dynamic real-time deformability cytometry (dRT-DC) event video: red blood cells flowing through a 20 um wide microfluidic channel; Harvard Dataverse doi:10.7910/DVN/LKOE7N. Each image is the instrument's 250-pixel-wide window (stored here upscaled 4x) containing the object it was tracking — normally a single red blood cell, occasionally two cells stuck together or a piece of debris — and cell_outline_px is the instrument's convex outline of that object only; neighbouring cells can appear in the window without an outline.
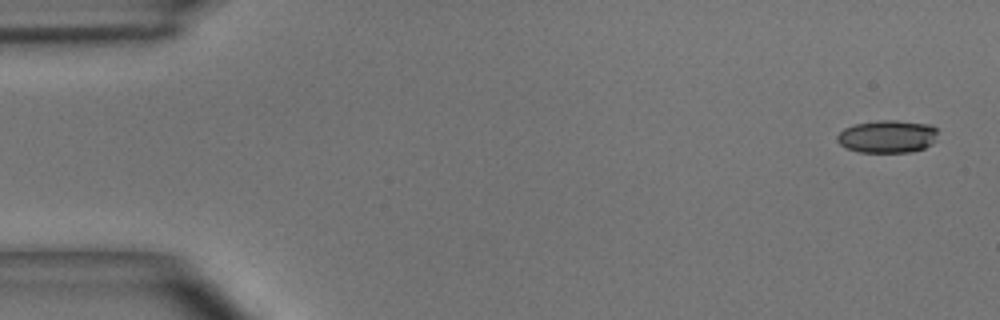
{"species": "common noctule bat (a hibernating species)", "species_latin": "Nyctalus noctula", "temperature_condition": "room temperature", "stored_images_in_passage": 4, "camera_frame_rate_fps": 3000, "um_per_image_px": 0.085, "animal": {"sex": "male", "body_mass_g": 15.6}, "frame": {"image": 1, "passage_image": 1, "time_ms": 0.0, "image_size_px": [1000, 320], "cell_outline_px": [[936, 140], [932, 144], [924, 148], [912, 152], [860, 152], [848, 148], [840, 144], [836, 140], [836, 136], [844, 128], [856, 124], [880, 120], [896, 120], [928, 124], [936, 128]], "centroid_in_image_um": [75.44, 11.6], "position_along_channel_um": 9.6, "area_um2": 19.13}}
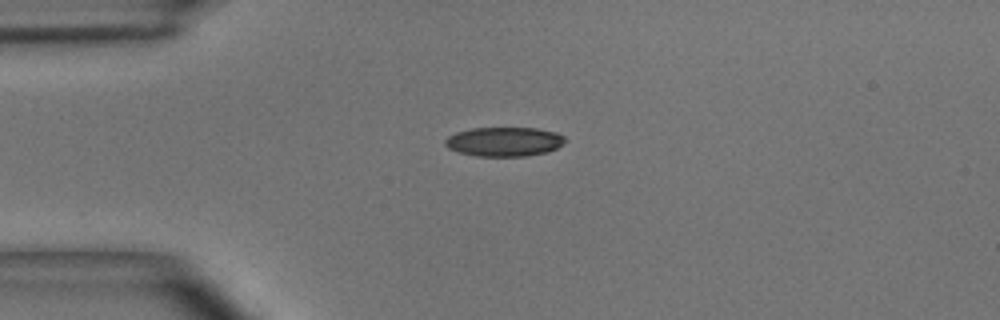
{"frame": {"image": 2, "passage_image": 4, "time_ms": 1.0, "image_size_px": [1000, 320], "cell_outline_px": [[568, 140], [556, 148], [548, 152], [524, 156], [480, 156], [460, 152], [448, 148], [444, 144], [444, 140], [448, 136], [456, 132], [472, 128], [536, 128], [556, 132], [564, 136]], "centroid_in_image_um": [42.87, 12.03], "position_along_channel_um": 42.1, "area_um2": 20.46}}